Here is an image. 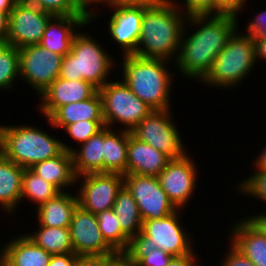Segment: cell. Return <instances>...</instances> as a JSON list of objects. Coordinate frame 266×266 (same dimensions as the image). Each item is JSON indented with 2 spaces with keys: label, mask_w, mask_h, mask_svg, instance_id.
Here are the masks:
<instances>
[{
  "label": "cell",
  "mask_w": 266,
  "mask_h": 266,
  "mask_svg": "<svg viewBox=\"0 0 266 266\" xmlns=\"http://www.w3.org/2000/svg\"><path fill=\"white\" fill-rule=\"evenodd\" d=\"M179 10L171 0H155L151 5H143L141 33L135 56L168 60L176 51L179 54L184 34L183 21L187 19Z\"/></svg>",
  "instance_id": "cell-2"
},
{
  "label": "cell",
  "mask_w": 266,
  "mask_h": 266,
  "mask_svg": "<svg viewBox=\"0 0 266 266\" xmlns=\"http://www.w3.org/2000/svg\"><path fill=\"white\" fill-rule=\"evenodd\" d=\"M120 252L107 255H77L75 266H113V259Z\"/></svg>",
  "instance_id": "cell-38"
},
{
  "label": "cell",
  "mask_w": 266,
  "mask_h": 266,
  "mask_svg": "<svg viewBox=\"0 0 266 266\" xmlns=\"http://www.w3.org/2000/svg\"><path fill=\"white\" fill-rule=\"evenodd\" d=\"M98 226L105 241L116 251L128 253L132 240L121 230L120 223L113 209L98 213Z\"/></svg>",
  "instance_id": "cell-30"
},
{
  "label": "cell",
  "mask_w": 266,
  "mask_h": 266,
  "mask_svg": "<svg viewBox=\"0 0 266 266\" xmlns=\"http://www.w3.org/2000/svg\"><path fill=\"white\" fill-rule=\"evenodd\" d=\"M77 255L73 253L52 255L48 266H75Z\"/></svg>",
  "instance_id": "cell-41"
},
{
  "label": "cell",
  "mask_w": 266,
  "mask_h": 266,
  "mask_svg": "<svg viewBox=\"0 0 266 266\" xmlns=\"http://www.w3.org/2000/svg\"><path fill=\"white\" fill-rule=\"evenodd\" d=\"M123 177L124 187L136 201L143 221L161 219L178 210L161 188L157 176L127 174Z\"/></svg>",
  "instance_id": "cell-10"
},
{
  "label": "cell",
  "mask_w": 266,
  "mask_h": 266,
  "mask_svg": "<svg viewBox=\"0 0 266 266\" xmlns=\"http://www.w3.org/2000/svg\"><path fill=\"white\" fill-rule=\"evenodd\" d=\"M227 12L237 14L245 0H216Z\"/></svg>",
  "instance_id": "cell-44"
},
{
  "label": "cell",
  "mask_w": 266,
  "mask_h": 266,
  "mask_svg": "<svg viewBox=\"0 0 266 266\" xmlns=\"http://www.w3.org/2000/svg\"><path fill=\"white\" fill-rule=\"evenodd\" d=\"M155 0H101V2L107 3V5L116 7H128V6H143L151 5Z\"/></svg>",
  "instance_id": "cell-42"
},
{
  "label": "cell",
  "mask_w": 266,
  "mask_h": 266,
  "mask_svg": "<svg viewBox=\"0 0 266 266\" xmlns=\"http://www.w3.org/2000/svg\"><path fill=\"white\" fill-rule=\"evenodd\" d=\"M233 230L231 244L255 266H266V234L251 219L237 223Z\"/></svg>",
  "instance_id": "cell-20"
},
{
  "label": "cell",
  "mask_w": 266,
  "mask_h": 266,
  "mask_svg": "<svg viewBox=\"0 0 266 266\" xmlns=\"http://www.w3.org/2000/svg\"><path fill=\"white\" fill-rule=\"evenodd\" d=\"M185 2L187 16L220 15L227 12L216 0H185Z\"/></svg>",
  "instance_id": "cell-37"
},
{
  "label": "cell",
  "mask_w": 266,
  "mask_h": 266,
  "mask_svg": "<svg viewBox=\"0 0 266 266\" xmlns=\"http://www.w3.org/2000/svg\"><path fill=\"white\" fill-rule=\"evenodd\" d=\"M9 14L0 11V39L7 38Z\"/></svg>",
  "instance_id": "cell-48"
},
{
  "label": "cell",
  "mask_w": 266,
  "mask_h": 266,
  "mask_svg": "<svg viewBox=\"0 0 266 266\" xmlns=\"http://www.w3.org/2000/svg\"><path fill=\"white\" fill-rule=\"evenodd\" d=\"M255 44V57L266 59V38H253Z\"/></svg>",
  "instance_id": "cell-46"
},
{
  "label": "cell",
  "mask_w": 266,
  "mask_h": 266,
  "mask_svg": "<svg viewBox=\"0 0 266 266\" xmlns=\"http://www.w3.org/2000/svg\"><path fill=\"white\" fill-rule=\"evenodd\" d=\"M170 116V109L152 110L130 132L138 140L164 152L171 159L182 158L186 155L184 145Z\"/></svg>",
  "instance_id": "cell-9"
},
{
  "label": "cell",
  "mask_w": 266,
  "mask_h": 266,
  "mask_svg": "<svg viewBox=\"0 0 266 266\" xmlns=\"http://www.w3.org/2000/svg\"><path fill=\"white\" fill-rule=\"evenodd\" d=\"M157 177L173 205L177 209L185 206L196 186V169L190 157L171 159Z\"/></svg>",
  "instance_id": "cell-15"
},
{
  "label": "cell",
  "mask_w": 266,
  "mask_h": 266,
  "mask_svg": "<svg viewBox=\"0 0 266 266\" xmlns=\"http://www.w3.org/2000/svg\"><path fill=\"white\" fill-rule=\"evenodd\" d=\"M241 192L258 197L259 200L266 201V170H257L254 175H251L239 186Z\"/></svg>",
  "instance_id": "cell-36"
},
{
  "label": "cell",
  "mask_w": 266,
  "mask_h": 266,
  "mask_svg": "<svg viewBox=\"0 0 266 266\" xmlns=\"http://www.w3.org/2000/svg\"><path fill=\"white\" fill-rule=\"evenodd\" d=\"M251 219L264 231L266 234V214L252 216Z\"/></svg>",
  "instance_id": "cell-50"
},
{
  "label": "cell",
  "mask_w": 266,
  "mask_h": 266,
  "mask_svg": "<svg viewBox=\"0 0 266 266\" xmlns=\"http://www.w3.org/2000/svg\"><path fill=\"white\" fill-rule=\"evenodd\" d=\"M105 126L104 120H84L67 125V133L81 144L85 143L90 137L95 135Z\"/></svg>",
  "instance_id": "cell-35"
},
{
  "label": "cell",
  "mask_w": 266,
  "mask_h": 266,
  "mask_svg": "<svg viewBox=\"0 0 266 266\" xmlns=\"http://www.w3.org/2000/svg\"><path fill=\"white\" fill-rule=\"evenodd\" d=\"M92 37L76 33L71 51L62 57L59 77L84 80L98 90L107 83L113 61Z\"/></svg>",
  "instance_id": "cell-5"
},
{
  "label": "cell",
  "mask_w": 266,
  "mask_h": 266,
  "mask_svg": "<svg viewBox=\"0 0 266 266\" xmlns=\"http://www.w3.org/2000/svg\"><path fill=\"white\" fill-rule=\"evenodd\" d=\"M53 15H85L73 0H27Z\"/></svg>",
  "instance_id": "cell-34"
},
{
  "label": "cell",
  "mask_w": 266,
  "mask_h": 266,
  "mask_svg": "<svg viewBox=\"0 0 266 266\" xmlns=\"http://www.w3.org/2000/svg\"><path fill=\"white\" fill-rule=\"evenodd\" d=\"M0 266H8V265L0 258Z\"/></svg>",
  "instance_id": "cell-52"
},
{
  "label": "cell",
  "mask_w": 266,
  "mask_h": 266,
  "mask_svg": "<svg viewBox=\"0 0 266 266\" xmlns=\"http://www.w3.org/2000/svg\"><path fill=\"white\" fill-rule=\"evenodd\" d=\"M252 38H266V11L255 15L254 20L247 26Z\"/></svg>",
  "instance_id": "cell-39"
},
{
  "label": "cell",
  "mask_w": 266,
  "mask_h": 266,
  "mask_svg": "<svg viewBox=\"0 0 266 266\" xmlns=\"http://www.w3.org/2000/svg\"><path fill=\"white\" fill-rule=\"evenodd\" d=\"M70 236L76 255H107L116 251L105 241L97 216L77 206L70 226Z\"/></svg>",
  "instance_id": "cell-14"
},
{
  "label": "cell",
  "mask_w": 266,
  "mask_h": 266,
  "mask_svg": "<svg viewBox=\"0 0 266 266\" xmlns=\"http://www.w3.org/2000/svg\"><path fill=\"white\" fill-rule=\"evenodd\" d=\"M127 151L128 131L123 129L117 135L111 127L104 126L103 173L127 175Z\"/></svg>",
  "instance_id": "cell-27"
},
{
  "label": "cell",
  "mask_w": 266,
  "mask_h": 266,
  "mask_svg": "<svg viewBox=\"0 0 266 266\" xmlns=\"http://www.w3.org/2000/svg\"><path fill=\"white\" fill-rule=\"evenodd\" d=\"M255 44L250 35H238L235 31L213 61L211 70L201 80L207 84L232 87L241 82L256 62Z\"/></svg>",
  "instance_id": "cell-6"
},
{
  "label": "cell",
  "mask_w": 266,
  "mask_h": 266,
  "mask_svg": "<svg viewBox=\"0 0 266 266\" xmlns=\"http://www.w3.org/2000/svg\"><path fill=\"white\" fill-rule=\"evenodd\" d=\"M123 78L131 91L153 110L170 108L171 76L164 59L124 55Z\"/></svg>",
  "instance_id": "cell-4"
},
{
  "label": "cell",
  "mask_w": 266,
  "mask_h": 266,
  "mask_svg": "<svg viewBox=\"0 0 266 266\" xmlns=\"http://www.w3.org/2000/svg\"><path fill=\"white\" fill-rule=\"evenodd\" d=\"M17 76H20L19 50L7 38L0 39V88H12Z\"/></svg>",
  "instance_id": "cell-32"
},
{
  "label": "cell",
  "mask_w": 266,
  "mask_h": 266,
  "mask_svg": "<svg viewBox=\"0 0 266 266\" xmlns=\"http://www.w3.org/2000/svg\"><path fill=\"white\" fill-rule=\"evenodd\" d=\"M74 1V3H75V5L86 15V16H88L89 17V19H90V21H92V14H94V13H92L91 11L89 12L88 11V9H87V7H88V5L90 4V3H101V0H73Z\"/></svg>",
  "instance_id": "cell-47"
},
{
  "label": "cell",
  "mask_w": 266,
  "mask_h": 266,
  "mask_svg": "<svg viewBox=\"0 0 266 266\" xmlns=\"http://www.w3.org/2000/svg\"><path fill=\"white\" fill-rule=\"evenodd\" d=\"M127 174L158 176L171 158L128 131Z\"/></svg>",
  "instance_id": "cell-19"
},
{
  "label": "cell",
  "mask_w": 266,
  "mask_h": 266,
  "mask_svg": "<svg viewBox=\"0 0 266 266\" xmlns=\"http://www.w3.org/2000/svg\"><path fill=\"white\" fill-rule=\"evenodd\" d=\"M113 266H139L129 253H119L113 259Z\"/></svg>",
  "instance_id": "cell-45"
},
{
  "label": "cell",
  "mask_w": 266,
  "mask_h": 266,
  "mask_svg": "<svg viewBox=\"0 0 266 266\" xmlns=\"http://www.w3.org/2000/svg\"><path fill=\"white\" fill-rule=\"evenodd\" d=\"M82 177L84 182L78 196L79 206L95 215L113 209L117 194L124 186L123 175L90 173Z\"/></svg>",
  "instance_id": "cell-13"
},
{
  "label": "cell",
  "mask_w": 266,
  "mask_h": 266,
  "mask_svg": "<svg viewBox=\"0 0 266 266\" xmlns=\"http://www.w3.org/2000/svg\"><path fill=\"white\" fill-rule=\"evenodd\" d=\"M237 15L226 12L220 15H193L188 17L191 23L195 25H201L202 23L203 26L201 25L200 29L189 37L183 38L182 36L179 54H176V61L179 69H181L180 71L185 76L197 77L202 80L207 75L211 70L213 61L237 30Z\"/></svg>",
  "instance_id": "cell-1"
},
{
  "label": "cell",
  "mask_w": 266,
  "mask_h": 266,
  "mask_svg": "<svg viewBox=\"0 0 266 266\" xmlns=\"http://www.w3.org/2000/svg\"><path fill=\"white\" fill-rule=\"evenodd\" d=\"M24 170L0 153V204L8 212L21 200Z\"/></svg>",
  "instance_id": "cell-26"
},
{
  "label": "cell",
  "mask_w": 266,
  "mask_h": 266,
  "mask_svg": "<svg viewBox=\"0 0 266 266\" xmlns=\"http://www.w3.org/2000/svg\"><path fill=\"white\" fill-rule=\"evenodd\" d=\"M19 50L20 76L40 94L60 74L62 56L40 46L28 45Z\"/></svg>",
  "instance_id": "cell-12"
},
{
  "label": "cell",
  "mask_w": 266,
  "mask_h": 266,
  "mask_svg": "<svg viewBox=\"0 0 266 266\" xmlns=\"http://www.w3.org/2000/svg\"><path fill=\"white\" fill-rule=\"evenodd\" d=\"M103 119L109 127L114 121L120 122L133 130L153 109L138 98L124 81L110 82L101 87Z\"/></svg>",
  "instance_id": "cell-7"
},
{
  "label": "cell",
  "mask_w": 266,
  "mask_h": 266,
  "mask_svg": "<svg viewBox=\"0 0 266 266\" xmlns=\"http://www.w3.org/2000/svg\"><path fill=\"white\" fill-rule=\"evenodd\" d=\"M78 205L77 196L61 191L46 203L37 207L39 225L69 228L74 211Z\"/></svg>",
  "instance_id": "cell-23"
},
{
  "label": "cell",
  "mask_w": 266,
  "mask_h": 266,
  "mask_svg": "<svg viewBox=\"0 0 266 266\" xmlns=\"http://www.w3.org/2000/svg\"><path fill=\"white\" fill-rule=\"evenodd\" d=\"M128 253L139 266H167L173 257L157 248H130Z\"/></svg>",
  "instance_id": "cell-33"
},
{
  "label": "cell",
  "mask_w": 266,
  "mask_h": 266,
  "mask_svg": "<svg viewBox=\"0 0 266 266\" xmlns=\"http://www.w3.org/2000/svg\"><path fill=\"white\" fill-rule=\"evenodd\" d=\"M255 166H257V170H266V148L264 149L263 153L259 155L257 158Z\"/></svg>",
  "instance_id": "cell-51"
},
{
  "label": "cell",
  "mask_w": 266,
  "mask_h": 266,
  "mask_svg": "<svg viewBox=\"0 0 266 266\" xmlns=\"http://www.w3.org/2000/svg\"><path fill=\"white\" fill-rule=\"evenodd\" d=\"M114 10L109 21V32L124 48V55H133L141 33L143 6L116 7Z\"/></svg>",
  "instance_id": "cell-18"
},
{
  "label": "cell",
  "mask_w": 266,
  "mask_h": 266,
  "mask_svg": "<svg viewBox=\"0 0 266 266\" xmlns=\"http://www.w3.org/2000/svg\"><path fill=\"white\" fill-rule=\"evenodd\" d=\"M177 212L161 219L143 221L142 230L131 248H157L172 256L190 254L191 241L179 223Z\"/></svg>",
  "instance_id": "cell-8"
},
{
  "label": "cell",
  "mask_w": 266,
  "mask_h": 266,
  "mask_svg": "<svg viewBox=\"0 0 266 266\" xmlns=\"http://www.w3.org/2000/svg\"><path fill=\"white\" fill-rule=\"evenodd\" d=\"M4 247L0 258L8 266H48L52 256L27 235L15 238Z\"/></svg>",
  "instance_id": "cell-22"
},
{
  "label": "cell",
  "mask_w": 266,
  "mask_h": 266,
  "mask_svg": "<svg viewBox=\"0 0 266 266\" xmlns=\"http://www.w3.org/2000/svg\"><path fill=\"white\" fill-rule=\"evenodd\" d=\"M39 227L38 233L26 234L37 246L51 255L74 252L69 228Z\"/></svg>",
  "instance_id": "cell-29"
},
{
  "label": "cell",
  "mask_w": 266,
  "mask_h": 266,
  "mask_svg": "<svg viewBox=\"0 0 266 266\" xmlns=\"http://www.w3.org/2000/svg\"><path fill=\"white\" fill-rule=\"evenodd\" d=\"M60 192L57 187L36 175L30 168L24 170L21 199L29 198L39 207Z\"/></svg>",
  "instance_id": "cell-31"
},
{
  "label": "cell",
  "mask_w": 266,
  "mask_h": 266,
  "mask_svg": "<svg viewBox=\"0 0 266 266\" xmlns=\"http://www.w3.org/2000/svg\"><path fill=\"white\" fill-rule=\"evenodd\" d=\"M97 91L90 82L58 77L40 94L44 101L40 110L48 118L58 107L89 99Z\"/></svg>",
  "instance_id": "cell-16"
},
{
  "label": "cell",
  "mask_w": 266,
  "mask_h": 266,
  "mask_svg": "<svg viewBox=\"0 0 266 266\" xmlns=\"http://www.w3.org/2000/svg\"><path fill=\"white\" fill-rule=\"evenodd\" d=\"M80 149L71 152L77 179L85 174L103 173L104 127L83 143Z\"/></svg>",
  "instance_id": "cell-25"
},
{
  "label": "cell",
  "mask_w": 266,
  "mask_h": 266,
  "mask_svg": "<svg viewBox=\"0 0 266 266\" xmlns=\"http://www.w3.org/2000/svg\"><path fill=\"white\" fill-rule=\"evenodd\" d=\"M73 149L32 126H0V153L25 169Z\"/></svg>",
  "instance_id": "cell-3"
},
{
  "label": "cell",
  "mask_w": 266,
  "mask_h": 266,
  "mask_svg": "<svg viewBox=\"0 0 266 266\" xmlns=\"http://www.w3.org/2000/svg\"><path fill=\"white\" fill-rule=\"evenodd\" d=\"M231 250L228 252L225 261L221 266H255L247 257L231 244Z\"/></svg>",
  "instance_id": "cell-40"
},
{
  "label": "cell",
  "mask_w": 266,
  "mask_h": 266,
  "mask_svg": "<svg viewBox=\"0 0 266 266\" xmlns=\"http://www.w3.org/2000/svg\"><path fill=\"white\" fill-rule=\"evenodd\" d=\"M54 127H63L84 120H104L102 98L97 91L89 99L58 107L48 118Z\"/></svg>",
  "instance_id": "cell-21"
},
{
  "label": "cell",
  "mask_w": 266,
  "mask_h": 266,
  "mask_svg": "<svg viewBox=\"0 0 266 266\" xmlns=\"http://www.w3.org/2000/svg\"><path fill=\"white\" fill-rule=\"evenodd\" d=\"M52 16L27 0H18L9 14L7 39L18 49L39 44Z\"/></svg>",
  "instance_id": "cell-11"
},
{
  "label": "cell",
  "mask_w": 266,
  "mask_h": 266,
  "mask_svg": "<svg viewBox=\"0 0 266 266\" xmlns=\"http://www.w3.org/2000/svg\"><path fill=\"white\" fill-rule=\"evenodd\" d=\"M194 252L190 254L173 256L167 266H196Z\"/></svg>",
  "instance_id": "cell-43"
},
{
  "label": "cell",
  "mask_w": 266,
  "mask_h": 266,
  "mask_svg": "<svg viewBox=\"0 0 266 266\" xmlns=\"http://www.w3.org/2000/svg\"><path fill=\"white\" fill-rule=\"evenodd\" d=\"M113 210L121 230L134 241L142 230L143 219L136 201L124 186L117 194Z\"/></svg>",
  "instance_id": "cell-28"
},
{
  "label": "cell",
  "mask_w": 266,
  "mask_h": 266,
  "mask_svg": "<svg viewBox=\"0 0 266 266\" xmlns=\"http://www.w3.org/2000/svg\"><path fill=\"white\" fill-rule=\"evenodd\" d=\"M89 22L91 21L86 15H53L47 22L39 45L64 57L71 51L77 33L74 27L84 26Z\"/></svg>",
  "instance_id": "cell-17"
},
{
  "label": "cell",
  "mask_w": 266,
  "mask_h": 266,
  "mask_svg": "<svg viewBox=\"0 0 266 266\" xmlns=\"http://www.w3.org/2000/svg\"><path fill=\"white\" fill-rule=\"evenodd\" d=\"M17 1L18 0H0V11H5L10 14V11L13 9Z\"/></svg>",
  "instance_id": "cell-49"
},
{
  "label": "cell",
  "mask_w": 266,
  "mask_h": 266,
  "mask_svg": "<svg viewBox=\"0 0 266 266\" xmlns=\"http://www.w3.org/2000/svg\"><path fill=\"white\" fill-rule=\"evenodd\" d=\"M30 169L60 191H64V187L72 186V183L77 182L72 153L65 149L53 158L35 163Z\"/></svg>",
  "instance_id": "cell-24"
}]
</instances>
